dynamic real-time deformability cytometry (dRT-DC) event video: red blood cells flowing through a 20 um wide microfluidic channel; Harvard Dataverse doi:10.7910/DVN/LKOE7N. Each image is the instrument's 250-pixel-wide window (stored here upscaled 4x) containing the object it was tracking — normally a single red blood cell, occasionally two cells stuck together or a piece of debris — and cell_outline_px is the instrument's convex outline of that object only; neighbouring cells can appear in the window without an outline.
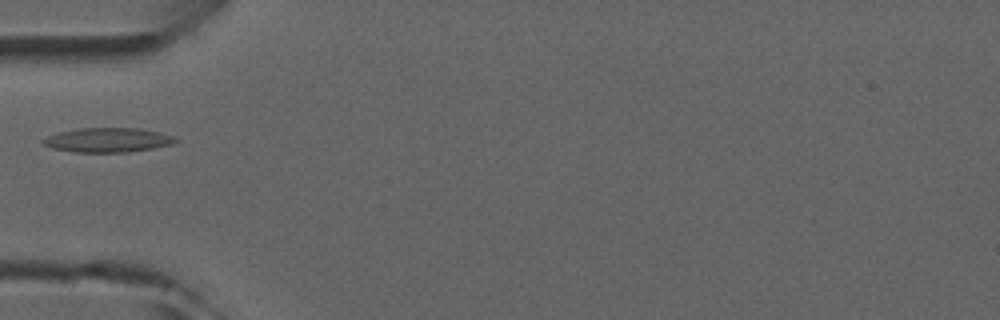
{"species": "common noctule bat (a hibernating species)", "species_latin": "Nyctalus noctula", "temperature_condition": "room temperature", "stored_images_in_passage": 2, "camera_frame_rate_fps": 3000, "um_per_image_px": 0.085, "animal": {"sex": "male", "forearm_length_mm": 52.5}, "frame": {"image": 1, "passage_image": 1, "time_ms": 0.0, "image_size_px": [1000, 320], "cell_outline_px": [[180, 140], [172, 144], [152, 148], [128, 152], [72, 152], [52, 148], [44, 144], [40, 140], [48, 136], [60, 132], [80, 128], [136, 128], [176, 136]], "centroid_in_image_um": [9.17, 11.9], "position_along_channel_um": 75.8, "area_um2": 18.73}}
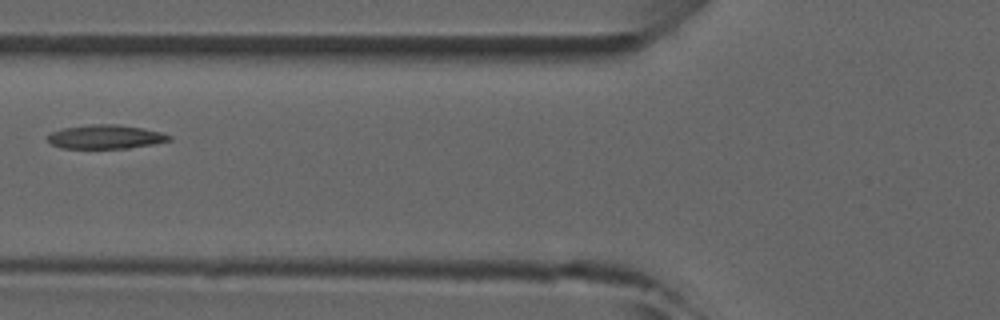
{"frame": {"image": 2, "passage_image": 2, "time_ms": 1.0, "image_size_px": [1000, 320], "cell_outline_px": [[172, 140], [152, 144], [128, 148], [60, 148], [52, 144], [48, 140], [48, 136], [52, 132], [64, 128], [92, 124], [116, 124], [140, 128], [160, 132], [172, 136]], "centroid_in_image_um": [8.98, 11.63], "position_along_channel_um": 116.8, "area_um2": 16.7}}